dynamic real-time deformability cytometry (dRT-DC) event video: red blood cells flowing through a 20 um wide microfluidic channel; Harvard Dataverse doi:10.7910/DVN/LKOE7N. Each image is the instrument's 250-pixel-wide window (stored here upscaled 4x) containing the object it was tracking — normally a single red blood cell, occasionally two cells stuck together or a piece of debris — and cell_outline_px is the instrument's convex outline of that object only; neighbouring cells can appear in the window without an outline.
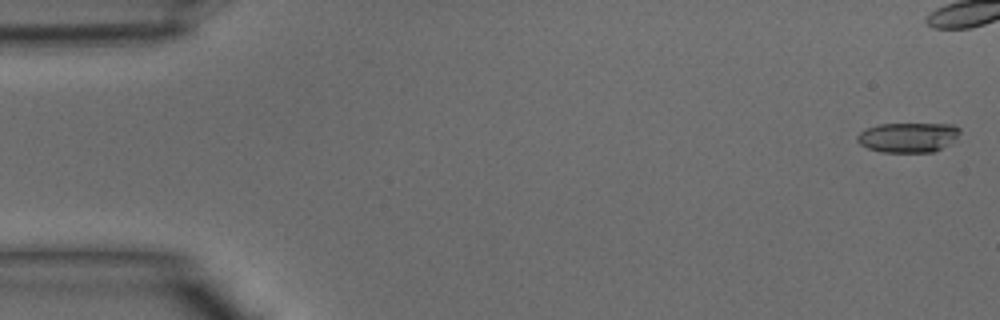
{"species": "common noctule bat (a hibernating species)", "species_latin": "Nyctalus noctula", "temperature_condition": "warm", "stored_images_in_passage": 32, "camera_frame_rate_fps": 3000, "um_per_image_px": 0.085, "animal": {"sex": "male", "body_mass_g": 15.6}, "frame": {"image": 1, "passage_image": 1, "time_ms": 0.0, "image_size_px": [1000, 320], "cell_outline_px": [[960, 132], [956, 140], [932, 152], [880, 152], [868, 148], [860, 144], [856, 140], [856, 136], [860, 132], [868, 128], [880, 124], [952, 124], [960, 128]], "centroid_in_image_um": [77.19, 11.67], "position_along_channel_um": 7.8, "area_um2": 17.8}}